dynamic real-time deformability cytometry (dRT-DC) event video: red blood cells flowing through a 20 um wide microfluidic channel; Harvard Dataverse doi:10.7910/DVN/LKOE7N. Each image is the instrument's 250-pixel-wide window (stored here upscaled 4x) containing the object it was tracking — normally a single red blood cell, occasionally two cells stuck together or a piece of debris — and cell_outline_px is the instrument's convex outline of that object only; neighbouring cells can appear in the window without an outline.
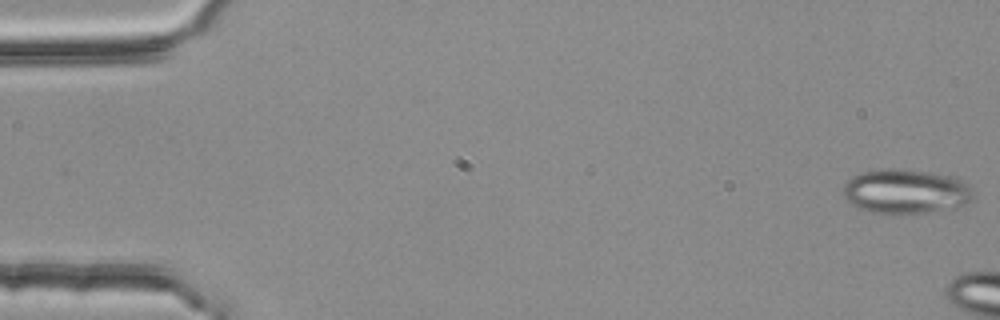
{"species": "common noctule bat (a hibernating species)", "species_latin": "Nyctalus noctula", "temperature_condition": "room temperature", "stored_images_in_passage": 4, "camera_frame_rate_fps": 3000, "um_per_image_px": 0.085, "animal": {"sex": "female", "body_mass_g": 25.1}, "frame": {"image": 1, "passage_image": 1, "time_ms": 0.0, "image_size_px": [1000, 320], "cell_outline_px": [[972, 196], [964, 204], [956, 208], [896, 216], [872, 212], [860, 208], [852, 204], [844, 196], [844, 184], [852, 176], [864, 172], [888, 168], [928, 172], [948, 176], [964, 180], [968, 184], [972, 192]], "centroid_in_image_um": [76.97, 16.3], "position_along_channel_um": 8.0, "area_um2": 33.64}}